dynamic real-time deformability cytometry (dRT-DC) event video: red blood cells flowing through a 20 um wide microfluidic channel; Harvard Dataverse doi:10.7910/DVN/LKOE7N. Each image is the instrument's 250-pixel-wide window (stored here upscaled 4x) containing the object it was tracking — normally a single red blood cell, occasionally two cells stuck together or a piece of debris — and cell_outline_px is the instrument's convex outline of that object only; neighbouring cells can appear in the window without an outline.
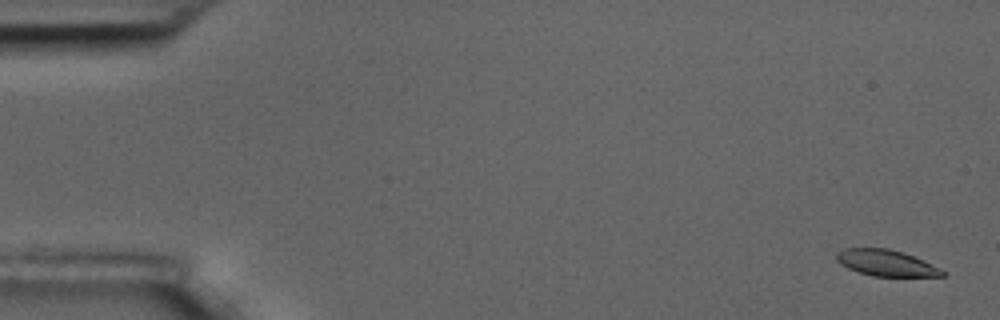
{"species": "common noctule bat (a hibernating species)", "species_latin": "Nyctalus noctula", "temperature_condition": "room temperature", "stored_images_in_passage": 6, "camera_frame_rate_fps": 3000, "um_per_image_px": 0.085, "animal": {"sex": "male", "body_mass_g": 17.5, "forearm_length_mm": 52.3}, "frame": {"image": 1, "passage_image": 1, "time_ms": 0.0, "image_size_px": [1000, 320], "cell_outline_px": [[948, 272], [944, 276], [872, 276], [848, 268], [840, 264], [836, 260], [836, 252], [844, 248], [888, 248], [904, 252], [924, 260]], "centroid_in_image_um": [75.34, 22.34], "position_along_channel_um": 9.7, "area_um2": 16.3}}
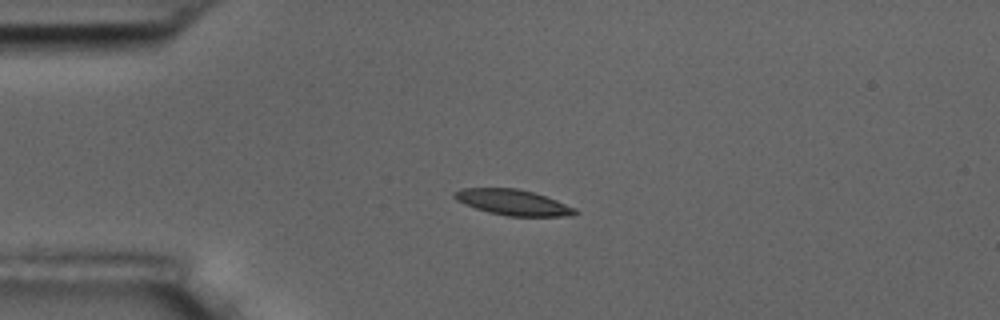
{"frame": {"image": 2, "passage_image": 4, "time_ms": 4.0, "image_size_px": [1000, 320], "cell_outline_px": [[580, 212], [572, 216], [508, 216], [488, 212], [464, 204], [456, 200], [452, 196], [452, 192], [460, 188], [516, 188], [532, 192], [556, 200], [576, 208]], "centroid_in_image_um": [43.58, 17.2], "position_along_channel_um": 41.4, "area_um2": 18.09}}